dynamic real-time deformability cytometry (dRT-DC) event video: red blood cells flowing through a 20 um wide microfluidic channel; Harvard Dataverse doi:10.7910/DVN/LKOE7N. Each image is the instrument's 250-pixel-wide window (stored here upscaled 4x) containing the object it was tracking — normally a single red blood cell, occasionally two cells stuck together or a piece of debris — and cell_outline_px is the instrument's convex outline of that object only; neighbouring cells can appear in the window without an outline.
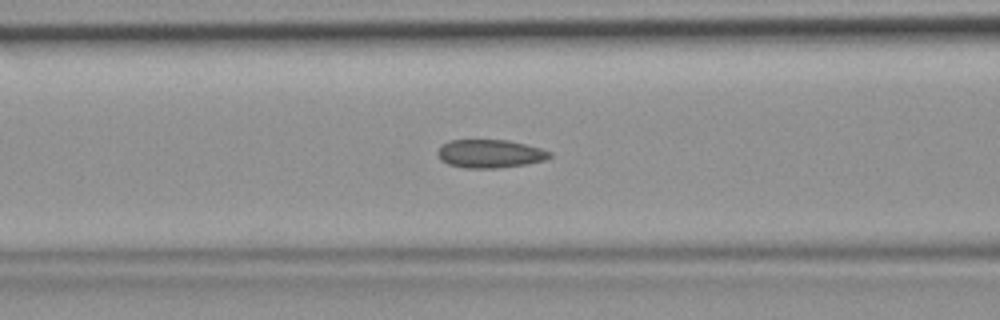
{"species": "common noctule bat (a hibernating species)", "species_latin": "Nyctalus noctula", "temperature_condition": "room temperature", "stored_images_in_passage": 45, "camera_frame_rate_fps": 3000, "um_per_image_px": 0.085, "animal": {"sex": "female", "body_mass_g": 19.9}, "frame": {"image": 1, "passage_image": 17, "time_ms": 5.333, "image_size_px": [1000, 320], "cell_outline_px": [[552, 156], [544, 160], [524, 164], [500, 168], [464, 168], [448, 164], [440, 160], [436, 152], [448, 140], [508, 140], [540, 148], [552, 152]], "centroid_in_image_um": [41.63, 13.07], "position_along_channel_um": 125.0, "area_um2": 18.44}}
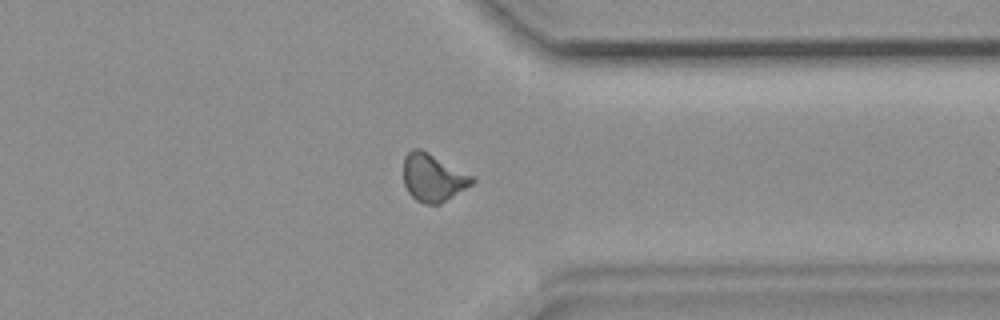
{"frame": {"image": 2, "passage_image": 35, "time_ms": 11.333, "image_size_px": [1000, 320], "cell_outline_px": [[476, 180], [472, 184], [440, 204], [424, 204], [416, 200], [408, 192], [404, 184], [404, 156], [412, 148], [420, 148], [476, 176]], "centroid_in_image_um": [36.83, 15.08], "position_along_channel_um": 374.6, "area_um2": 19.25}}
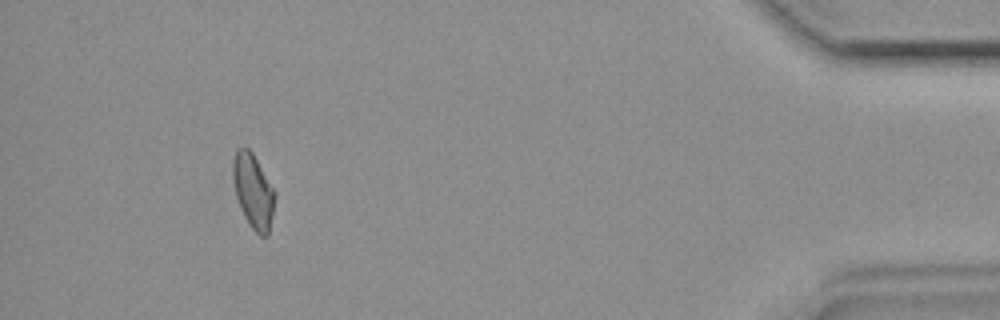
{"frame": {"image": 3, "passage_image": 42, "time_ms": 13.667, "image_size_px": [1000, 320], "cell_outline_px": [[276, 196], [268, 236], [260, 236], [252, 228], [244, 216], [236, 196], [232, 180], [232, 160], [236, 148], [244, 144], [252, 152], [276, 192]], "centroid_in_image_um": [21.51, 16.19], "position_along_channel_um": 413.7, "area_um2": 18.44}}